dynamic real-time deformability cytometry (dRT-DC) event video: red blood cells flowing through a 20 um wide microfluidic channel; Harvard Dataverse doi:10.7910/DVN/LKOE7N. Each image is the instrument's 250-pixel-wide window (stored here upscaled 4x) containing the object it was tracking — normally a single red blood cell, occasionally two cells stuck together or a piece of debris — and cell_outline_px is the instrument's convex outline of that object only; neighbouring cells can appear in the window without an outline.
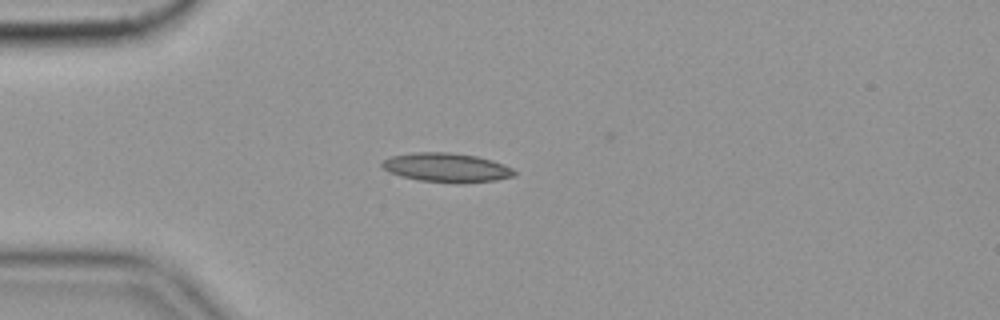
{"species": "common noctule bat (a hibernating species)", "species_latin": "Nyctalus noctula", "temperature_condition": "cold", "stored_images_in_passage": 47, "camera_frame_rate_fps": 3000, "um_per_image_px": 0.085, "animal": {"sex": "female", "body_mass_g": 19.9}, "frame": {"image": 1, "passage_image": 14, "time_ms": 4.333, "image_size_px": [1000, 320], "cell_outline_px": [[516, 176], [496, 180], [464, 184], [460, 184], [420, 180], [400, 176], [388, 172], [380, 164], [384, 160], [392, 156], [416, 152], [448, 152], [476, 156], [492, 160], [504, 164], [512, 168], [516, 172]], "centroid_in_image_um": [37.99, 14.26], "position_along_channel_um": 47.0, "area_um2": 22.6}}